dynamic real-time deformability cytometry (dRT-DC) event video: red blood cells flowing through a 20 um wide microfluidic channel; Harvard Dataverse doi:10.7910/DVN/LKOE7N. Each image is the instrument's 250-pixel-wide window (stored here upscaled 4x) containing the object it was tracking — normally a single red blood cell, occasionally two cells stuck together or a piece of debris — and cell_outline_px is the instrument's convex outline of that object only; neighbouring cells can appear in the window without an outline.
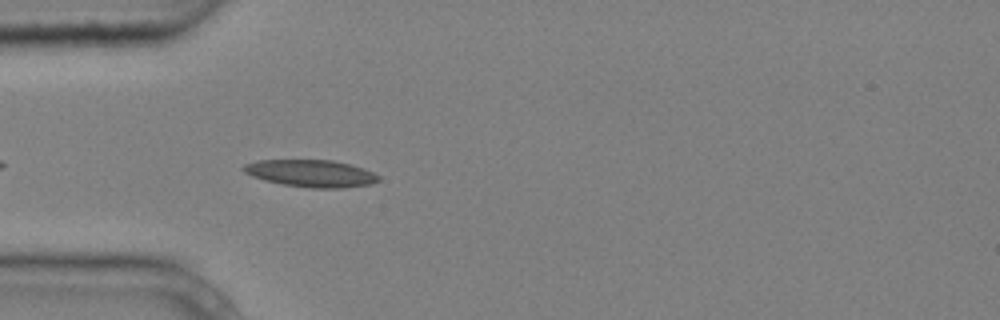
{"species": "common noctule bat (a hibernating species)", "species_latin": "Nyctalus noctula", "temperature_condition": "cold", "stored_images_in_passage": 5, "camera_frame_rate_fps": 3000, "um_per_image_px": 0.085, "animal": {"sex": "male", "body_mass_g": 20.4}, "frame": {"image": 1, "passage_image": 5, "time_ms": 1.333, "image_size_px": [1000, 320], "cell_outline_px": [[380, 180], [372, 184], [344, 188], [312, 188], [284, 184], [264, 180], [252, 176], [244, 172], [240, 168], [244, 164], [256, 160], [332, 160], [352, 164], [364, 168], [380, 176]], "centroid_in_image_um": [26.45, 14.73], "position_along_channel_um": 58.5, "area_um2": 21.56}}